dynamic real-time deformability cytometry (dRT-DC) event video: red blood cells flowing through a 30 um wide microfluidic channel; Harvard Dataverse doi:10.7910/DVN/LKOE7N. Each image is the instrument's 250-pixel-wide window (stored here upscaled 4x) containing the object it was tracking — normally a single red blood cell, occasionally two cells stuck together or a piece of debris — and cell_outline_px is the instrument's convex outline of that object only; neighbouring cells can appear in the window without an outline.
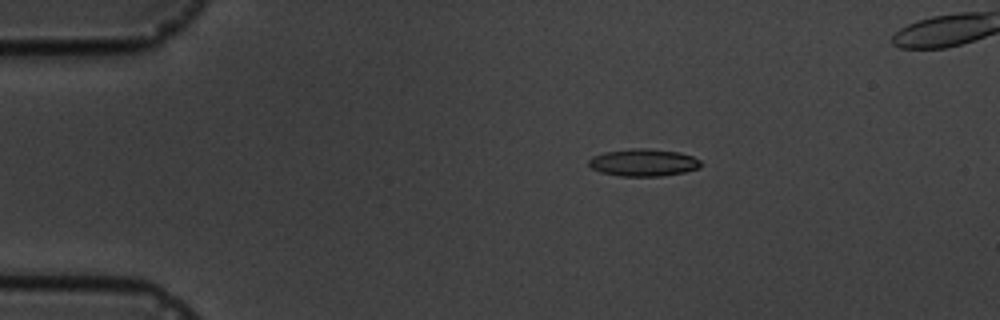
{"species": "common noctule bat (a hibernating species)", "species_latin": "Nyctalus noctula", "temperature_condition": "cold", "stored_images_in_passage": 6, "camera_frame_rate_fps": 3000, "um_per_image_px": 0.085, "animal": {"sex": "male", "body_mass_g": 19.5, "forearm_length_mm": 54.6}, "frame": {"image": 1, "passage_image": 3, "time_ms": 3.333, "image_size_px": [1000, 320], "cell_outline_px": [[700, 168], [684, 172], [660, 176], [620, 176], [600, 172], [592, 168], [588, 164], [588, 160], [592, 156], [604, 152], [632, 148], [648, 148], [680, 152], [692, 156], [700, 160]], "centroid_in_image_um": [54.68, 13.81], "position_along_channel_um": 30.3, "area_um2": 17.92}}
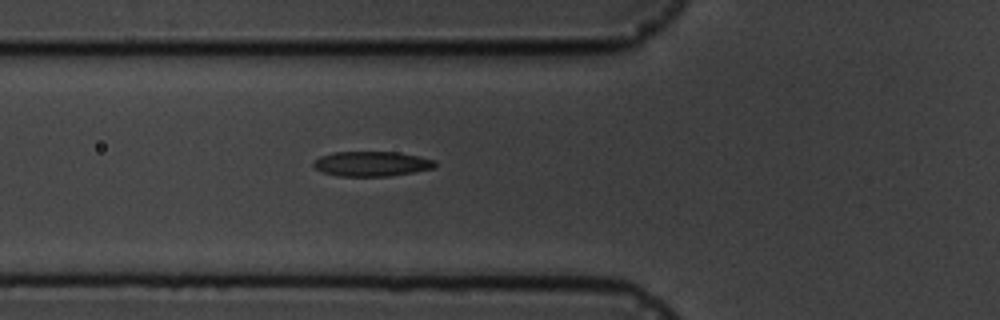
{"frame": {"image": 2, "passage_image": 6, "time_ms": 6.667, "image_size_px": [1000, 320], "cell_outline_px": [[436, 164], [432, 168], [392, 176], [336, 176], [320, 172], [312, 164], [320, 156], [332, 152], [400, 152], [436, 160]], "centroid_in_image_um": [31.56, 13.92], "position_along_channel_um": 94.2, "area_um2": 17.69}}